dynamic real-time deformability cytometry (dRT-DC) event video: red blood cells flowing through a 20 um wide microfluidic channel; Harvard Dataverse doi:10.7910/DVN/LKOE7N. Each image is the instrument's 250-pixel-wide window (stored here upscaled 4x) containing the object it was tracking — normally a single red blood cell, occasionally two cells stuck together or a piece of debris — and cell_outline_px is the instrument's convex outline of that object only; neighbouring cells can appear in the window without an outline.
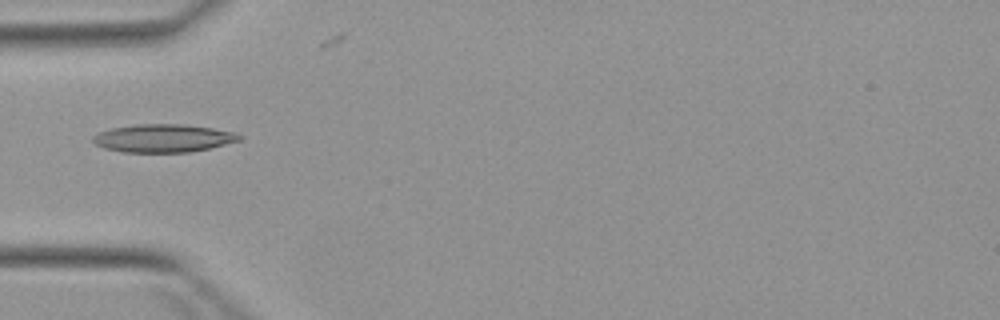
{"species": "Egyptian fruit bat (a non-hibernating species)", "species_latin": "Rousettus aegyptiacus", "temperature_condition": "warm", "stored_images_in_passage": 2, "camera_frame_rate_fps": 3000, "um_per_image_px": 0.085, "animal": {"sex": "female"}, "frame": {"image": 1, "passage_image": 1, "time_ms": 0.0, "image_size_px": [1000, 320], "cell_outline_px": [[244, 136], [240, 140], [208, 148], [188, 152], [124, 152], [104, 148], [96, 144], [92, 140], [92, 136], [100, 132], [112, 128], [136, 124], [184, 124], [212, 128], [236, 132]], "centroid_in_image_um": [13.88, 11.74], "position_along_channel_um": 71.1, "area_um2": 23.81}}
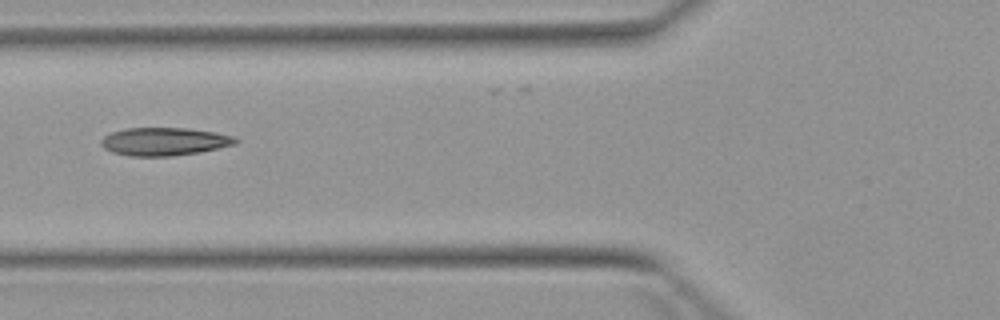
{"frame": {"image": 2, "passage_image": 2, "time_ms": 1.0, "image_size_px": [1000, 320], "cell_outline_px": [[240, 140], [236, 144], [200, 152], [172, 156], [128, 156], [112, 152], [104, 148], [100, 144], [100, 140], [104, 136], [112, 132], [124, 128], [188, 128], [216, 132], [236, 136]], "centroid_in_image_um": [13.98, 12.03], "position_along_channel_um": 111.8, "area_um2": 22.2}}